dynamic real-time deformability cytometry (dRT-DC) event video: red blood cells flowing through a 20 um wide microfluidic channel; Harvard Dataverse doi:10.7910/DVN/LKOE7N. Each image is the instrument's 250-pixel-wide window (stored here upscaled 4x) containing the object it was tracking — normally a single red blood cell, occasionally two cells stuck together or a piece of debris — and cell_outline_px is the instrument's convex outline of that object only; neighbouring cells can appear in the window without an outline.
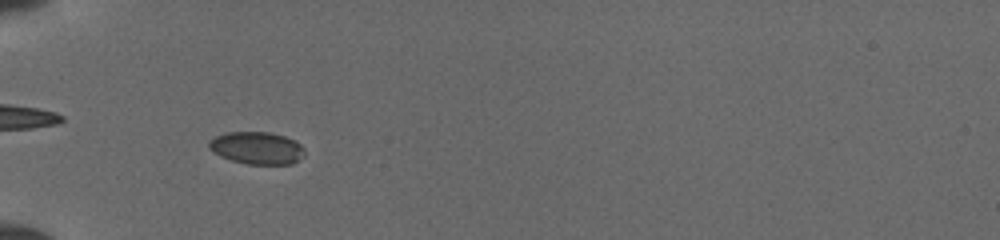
{"species": "common noctule bat (a hibernating species)", "species_latin": "Nyctalus noctula", "temperature_condition": "cold", "stored_images_in_passage": 41, "camera_frame_rate_fps": 3000, "um_per_image_px": 0.085, "animal": {"sex": "female", "body_mass_g": 19.5, "forearm_length_mm": 54.1}, "frame": {"image": 1, "passage_image": 8, "time_ms": 2.333, "image_size_px": [1000, 240], "cell_outline_px": [[304, 156], [292, 164], [248, 164], [232, 160], [220, 156], [208, 148], [208, 140], [224, 132], [268, 132], [284, 136], [300, 144], [304, 148]], "centroid_in_image_um": [21.81, 12.58], "position_along_channel_um": 63.2, "area_um2": 18.03}}
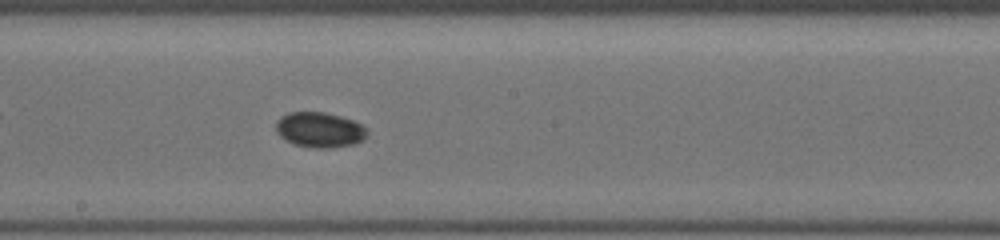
{"frame": {"image": 2, "passage_image": 20, "time_ms": 6.333, "image_size_px": [1000, 240], "cell_outline_px": [[368, 136], [364, 140], [356, 144], [332, 148], [316, 148], [296, 144], [284, 140], [276, 132], [276, 120], [280, 116], [288, 112], [324, 112], [340, 116], [352, 120], [368, 128]], "centroid_in_image_um": [27.19, 11.04], "position_along_channel_um": 221.0, "area_um2": 19.02}}
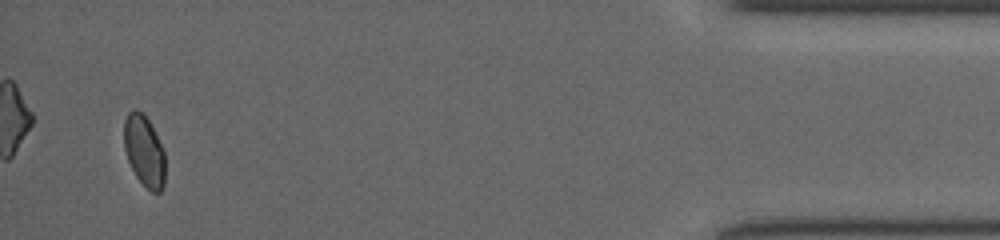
{"frame": {"image": 3, "passage_image": 39, "time_ms": 12.667, "image_size_px": [1000, 240], "cell_outline_px": [[164, 184], [160, 192], [152, 192], [136, 176], [128, 160], [124, 148], [124, 120], [128, 112], [132, 108], [136, 108], [144, 112], [164, 152]], "centroid_in_image_um": [12.23, 12.78], "position_along_channel_um": 423.0, "area_um2": 16.88}}